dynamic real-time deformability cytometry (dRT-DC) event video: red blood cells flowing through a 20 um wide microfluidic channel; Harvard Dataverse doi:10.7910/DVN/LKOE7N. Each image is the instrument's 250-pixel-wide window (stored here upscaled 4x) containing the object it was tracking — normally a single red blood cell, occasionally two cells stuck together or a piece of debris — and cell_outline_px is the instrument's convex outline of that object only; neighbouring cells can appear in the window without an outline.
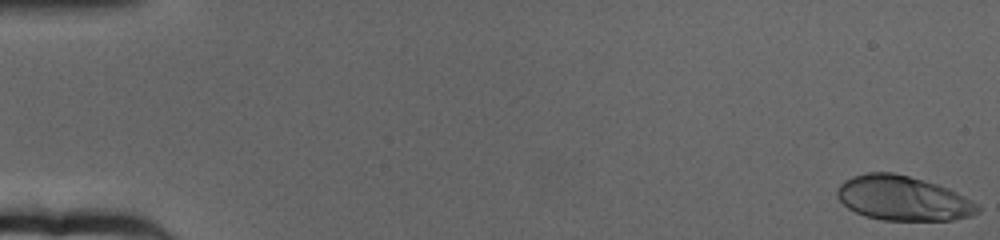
{"species": "human", "species_latin": "Homo sapiens", "temperature_condition": "cold", "stored_images_in_passage": 65, "camera_frame_rate_fps": 3000, "um_per_image_px": 0.085, "donor": {"sex": "female"}, "frame": {"image": 1, "passage_image": 1, "time_ms": 0.0, "image_size_px": [1000, 240], "cell_outline_px": [[980, 212], [972, 216], [952, 220], [884, 220], [864, 216], [848, 208], [836, 196], [836, 188], [844, 180], [852, 176], [868, 172], [892, 172], [924, 180], [948, 188], [980, 204]], "centroid_in_image_um": [76.76, 16.86], "position_along_channel_um": 8.2, "area_um2": 36.7}}
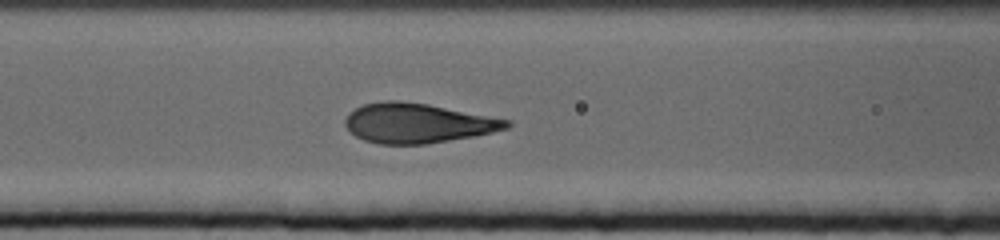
{"frame": {"image": 2, "passage_image": 28, "time_ms": 9.0, "image_size_px": [1000, 240], "cell_outline_px": [[512, 124], [508, 128], [492, 132], [472, 136], [424, 144], [380, 144], [364, 140], [356, 136], [344, 124], [344, 120], [356, 108], [364, 104], [384, 100], [400, 100], [428, 104], [512, 120]], "centroid_in_image_um": [35.51, 10.46], "position_along_channel_um": 131.1, "area_um2": 37.11}}
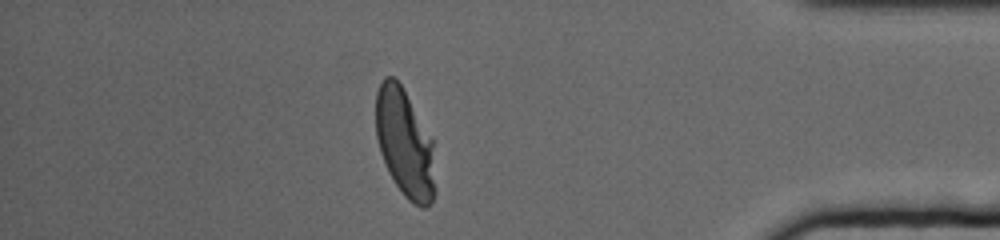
{"frame": {"image": 3, "passage_image": 57, "time_ms": 18.667, "image_size_px": [1000, 240], "cell_outline_px": [[436, 192], [432, 200], [424, 208], [420, 208], [412, 204], [404, 196], [396, 184], [380, 152], [376, 136], [376, 92], [384, 76], [392, 76], [400, 84], [432, 140]], "centroid_in_image_um": [34.4, 12.21], "position_along_channel_um": 400.8, "area_um2": 36.93}, "authors_computed_cell_mechanics": {"area_um2": 37.3966, "velocity_mm_per_s": 3.137, "shape_relaxation_time_tau1_ms": 3.5441, "shape_relaxation_time_tau2_ms": null, "deformation_change_tau1": 0.1857, "deformation_change_tau2": null}}